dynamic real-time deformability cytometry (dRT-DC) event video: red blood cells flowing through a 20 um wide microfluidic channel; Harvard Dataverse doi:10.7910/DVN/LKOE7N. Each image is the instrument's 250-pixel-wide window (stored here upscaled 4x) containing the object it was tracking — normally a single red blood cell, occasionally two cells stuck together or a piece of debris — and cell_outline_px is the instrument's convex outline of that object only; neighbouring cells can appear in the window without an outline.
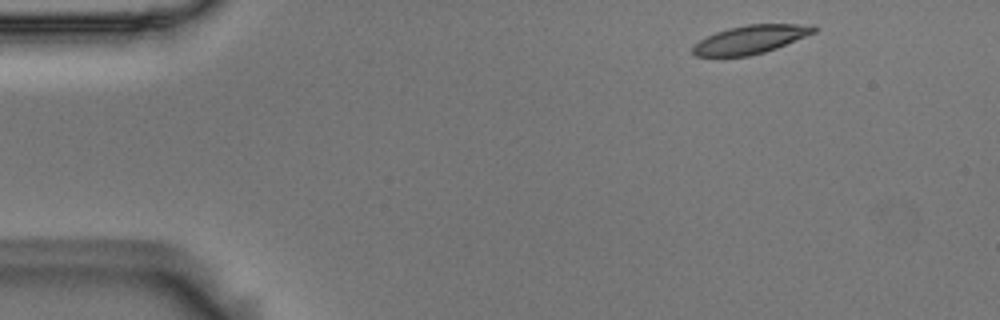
{"species": "Egyptian fruit bat (a non-hibernating species)", "species_latin": "Rousettus aegyptiacus", "temperature_condition": "room temperature", "stored_images_in_passage": 7, "camera_frame_rate_fps": 3000, "um_per_image_px": 0.085, "animal": {"sex": "male"}, "frame": {"image": 1, "passage_image": 1, "time_ms": 0.0, "image_size_px": [1000, 320], "cell_outline_px": [[816, 32], [776, 48], [764, 52], [748, 56], [696, 56], [692, 52], [692, 44], [716, 32], [728, 28], [748, 24], [812, 24], [816, 28]], "centroid_in_image_um": [63.79, 3.35], "position_along_channel_um": 21.2, "area_um2": 19.94}}
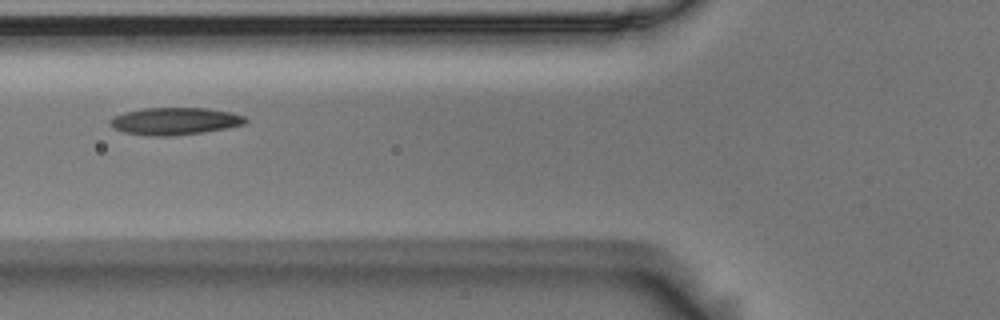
{"frame": {"image": 2, "passage_image": 5, "time_ms": 1.333, "image_size_px": [1000, 320], "cell_outline_px": [[248, 120], [244, 124], [204, 132], [172, 136], [152, 136], [124, 132], [112, 128], [108, 124], [108, 120], [112, 116], [124, 112], [144, 108], [208, 108], [232, 112], [244, 116]], "centroid_in_image_um": [14.81, 10.29], "position_along_channel_um": 111.0, "area_um2": 21.68}}
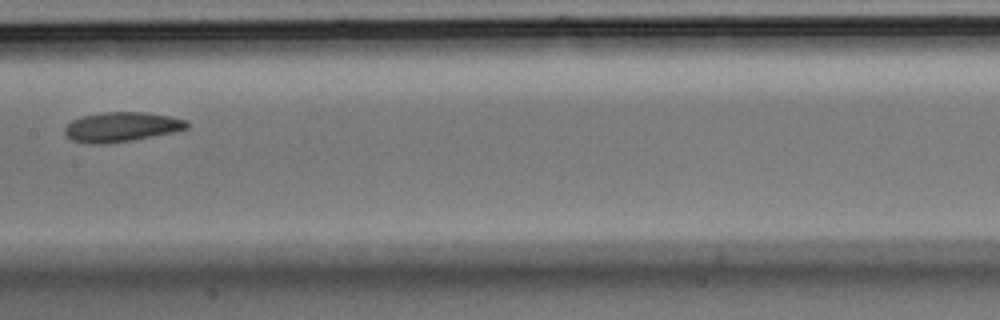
{"frame": {"image": 3, "passage_image": 7, "time_ms": 2.0, "image_size_px": [1000, 320], "cell_outline_px": [[188, 128], [172, 132], [132, 140], [100, 144], [88, 144], [72, 140], [64, 132], [64, 128], [72, 120], [80, 116], [104, 112], [144, 112], [172, 116], [188, 120]], "centroid_in_image_um": [10.32, 10.78], "position_along_channel_um": 197.1, "area_um2": 21.1}}